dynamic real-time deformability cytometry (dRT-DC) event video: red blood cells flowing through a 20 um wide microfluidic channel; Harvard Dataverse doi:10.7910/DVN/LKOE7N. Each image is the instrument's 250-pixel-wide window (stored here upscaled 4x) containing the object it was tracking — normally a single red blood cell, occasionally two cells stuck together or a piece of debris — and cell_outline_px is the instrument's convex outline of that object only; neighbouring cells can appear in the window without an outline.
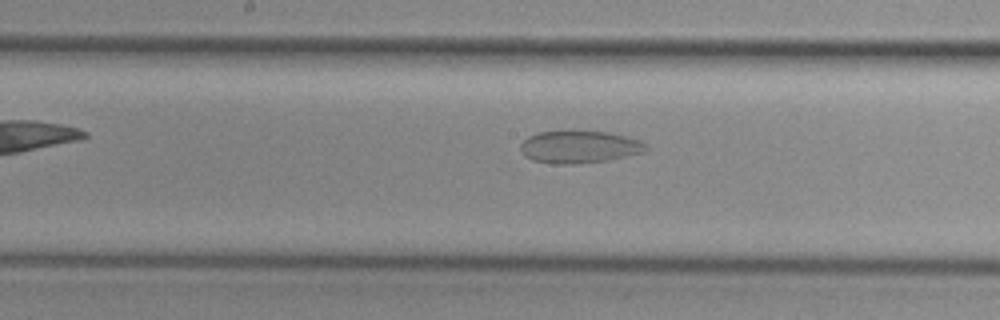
{"species": "common noctule bat (a hibernating species)", "species_latin": "Nyctalus noctula", "temperature_condition": "cold", "stored_images_in_passage": 9, "segment_of_instrument_passage": [2, 2], "camera_frame_rate_fps": 3000, "um_per_image_px": 0.085, "animal": {"sex": "female", "body_mass_g": 29.2, "forearm_length_mm": 56.3}, "frame": {"image": 1, "passage_image": 9, "time_ms": 10.0, "image_size_px": [1000, 320], "cell_outline_px": [[648, 148], [644, 152], [604, 160], [572, 164], [552, 164], [532, 160], [524, 156], [520, 152], [520, 144], [528, 136], [540, 132], [572, 128], [608, 132], [640, 140]], "centroid_in_image_um": [49.16, 12.44], "position_along_channel_um": 199.0, "area_um2": 24.22}}